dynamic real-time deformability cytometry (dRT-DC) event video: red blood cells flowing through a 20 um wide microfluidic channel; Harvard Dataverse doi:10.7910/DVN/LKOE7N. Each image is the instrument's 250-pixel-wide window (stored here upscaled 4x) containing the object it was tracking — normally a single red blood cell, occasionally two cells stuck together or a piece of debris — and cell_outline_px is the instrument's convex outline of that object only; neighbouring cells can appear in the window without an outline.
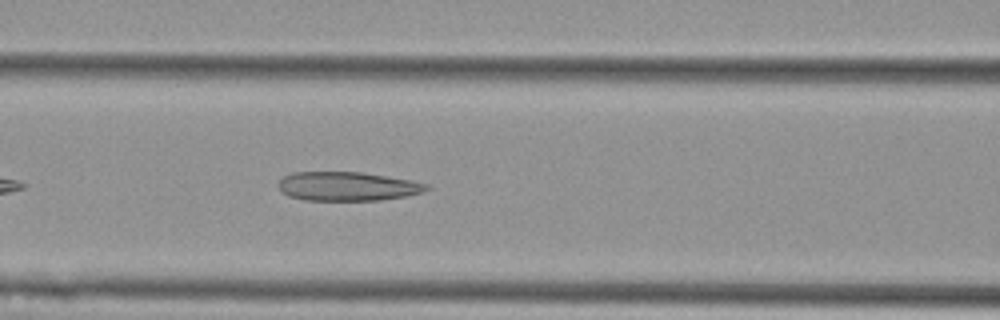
{"species": "Egyptian fruit bat (a non-hibernating species)", "species_latin": "Rousettus aegyptiacus", "temperature_condition": "cold", "stored_images_in_passage": 39, "camera_frame_rate_fps": 3000, "um_per_image_px": 0.085, "animal": {"sex": "female"}, "frame": {"image": 1, "passage_image": 9, "time_ms": 2.667, "image_size_px": [1000, 320], "cell_outline_px": [[432, 188], [408, 196], [380, 200], [304, 200], [288, 196], [280, 192], [276, 184], [284, 176], [292, 172], [360, 172], [408, 180], [428, 184]], "centroid_in_image_um": [29.47, 15.84], "position_along_channel_um": 137.1, "area_um2": 25.03}}
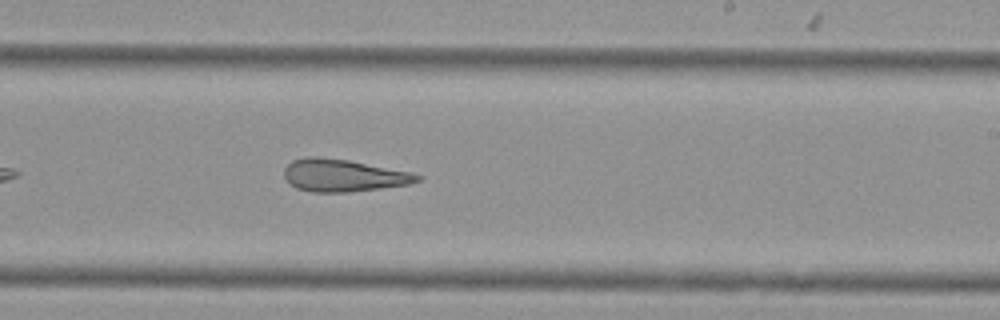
{"frame": {"image": 2, "passage_image": 19, "time_ms": 6.0, "image_size_px": [1000, 320], "cell_outline_px": [[424, 176], [420, 180], [412, 184], [348, 192], [312, 192], [296, 188], [284, 176], [284, 168], [292, 160], [304, 156], [316, 156], [348, 160], [408, 172]], "centroid_in_image_um": [29.16, 14.91], "position_along_channel_um": 259.8, "area_um2": 24.97}}
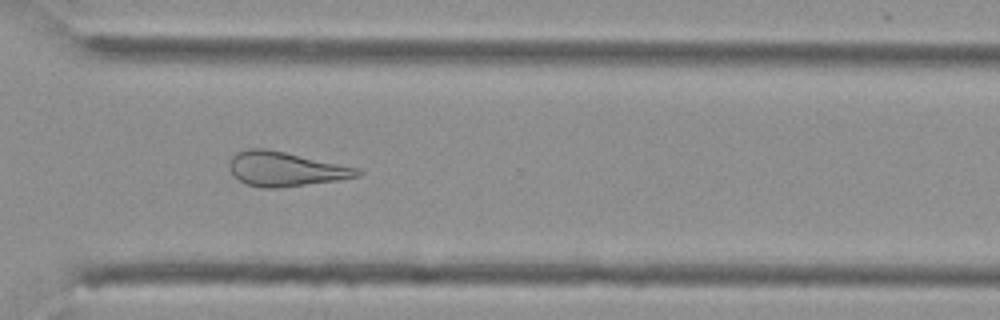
{"frame": {"image": 3, "passage_image": 26, "time_ms": 8.333, "image_size_px": [1000, 320], "cell_outline_px": [[364, 172], [360, 176], [336, 180], [280, 188], [264, 188], [244, 184], [236, 180], [232, 176], [228, 168], [228, 164], [232, 156], [236, 152], [248, 148], [264, 148], [284, 152], [360, 168]], "centroid_in_image_um": [24.2, 14.37], "position_along_channel_um": 346.4, "area_um2": 25.95}, "authors_computed_cell_mechanics": {"area_um2": 25.721, "velocity_mm_per_s": 3.7037, "shape_relaxation_time_tau1_ms": null, "shape_relaxation_time_tau2_ms": 5.6357, "deformation_change_tau1": null, "deformation_change_tau2": 0.1897}}